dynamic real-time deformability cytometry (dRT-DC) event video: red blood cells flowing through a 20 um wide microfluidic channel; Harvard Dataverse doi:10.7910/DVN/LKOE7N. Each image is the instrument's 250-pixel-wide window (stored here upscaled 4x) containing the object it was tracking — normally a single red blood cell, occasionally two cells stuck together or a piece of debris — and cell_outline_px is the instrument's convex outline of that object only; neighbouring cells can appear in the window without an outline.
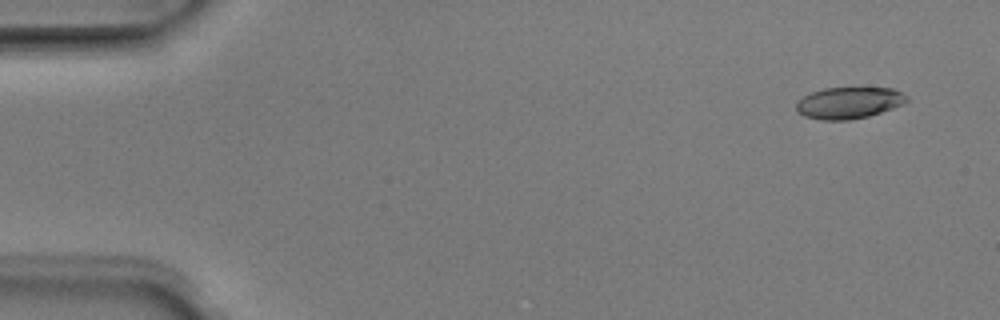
{"species": "Egyptian fruit bat (a non-hibernating species)", "species_latin": "Rousettus aegyptiacus", "temperature_condition": "room temperature", "stored_images_in_passage": 5, "camera_frame_rate_fps": 3000, "um_per_image_px": 0.085, "animal": {"sex": "male"}, "frame": {"image": 1, "passage_image": 1, "time_ms": 0.0, "image_size_px": [1000, 320], "cell_outline_px": [[908, 100], [904, 104], [868, 116], [848, 120], [820, 120], [804, 116], [796, 112], [796, 100], [812, 92], [824, 88], [892, 88], [908, 96]], "centroid_in_image_um": [72.12, 8.74], "position_along_channel_um": 12.9, "area_um2": 20.35}}